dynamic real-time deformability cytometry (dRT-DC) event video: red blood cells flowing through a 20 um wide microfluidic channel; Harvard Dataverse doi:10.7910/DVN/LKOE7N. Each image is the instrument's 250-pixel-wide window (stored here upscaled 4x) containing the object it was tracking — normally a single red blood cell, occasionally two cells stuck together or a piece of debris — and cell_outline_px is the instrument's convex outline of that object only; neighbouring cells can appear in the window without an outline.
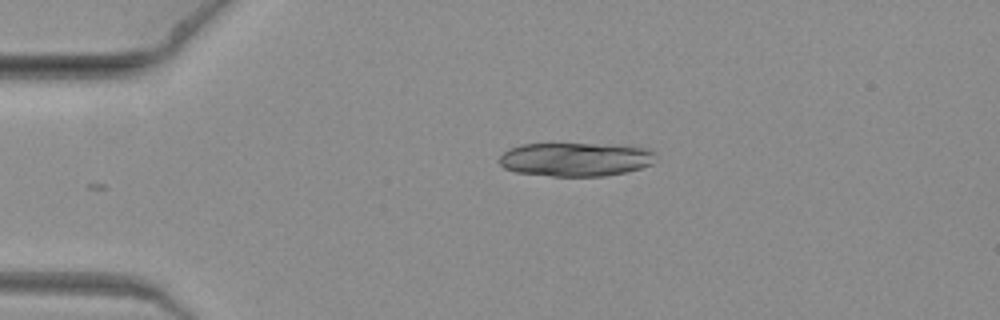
{"species": "common noctule bat (a hibernating species)", "species_latin": "Nyctalus noctula", "temperature_condition": "warm", "stored_images_in_passage": 4, "camera_frame_rate_fps": 3000, "um_per_image_px": 0.085, "animal": {"sex": "female", "body_mass_g": 19.3, "forearm_length_mm": 54.1}, "frame": {"image": 1, "passage_image": 1, "time_ms": 0.0, "image_size_px": [1000, 320], "cell_outline_px": [[656, 152], [652, 164], [640, 168], [624, 172], [604, 176], [552, 176], [516, 172], [504, 168], [500, 164], [500, 156], [508, 148], [520, 144], [628, 144], [648, 148]], "centroid_in_image_um": [48.96, 13.53], "position_along_channel_um": 36.0, "area_um2": 31.1}}